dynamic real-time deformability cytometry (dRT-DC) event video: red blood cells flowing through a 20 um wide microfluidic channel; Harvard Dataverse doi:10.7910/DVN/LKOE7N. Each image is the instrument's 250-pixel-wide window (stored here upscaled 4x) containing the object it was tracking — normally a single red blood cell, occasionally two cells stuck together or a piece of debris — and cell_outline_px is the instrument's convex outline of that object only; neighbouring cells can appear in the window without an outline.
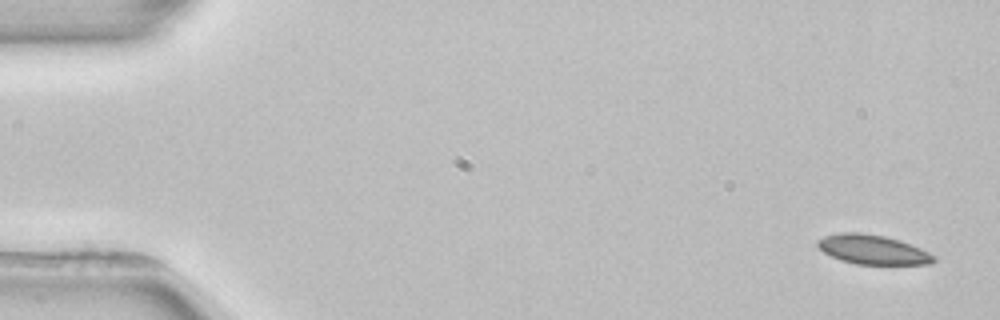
{"species": "common noctule bat (a hibernating species)", "species_latin": "Nyctalus noctula", "temperature_condition": "room temperature", "stored_images_in_passage": 4, "camera_frame_rate_fps": 3000, "um_per_image_px": 0.085, "animal": {"sex": "female", "body_mass_g": 22.7, "forearm_length_mm": 54.2}, "frame": {"image": 1, "passage_image": 1, "time_ms": 0.0, "image_size_px": [1000, 320], "cell_outline_px": [[936, 260], [932, 264], [856, 264], [840, 260], [824, 252], [816, 244], [816, 240], [824, 236], [844, 232], [860, 232], [884, 236], [900, 240], [920, 248], [936, 256]], "centroid_in_image_um": [74.19, 21.21], "position_along_channel_um": 10.8, "area_um2": 19.88}}
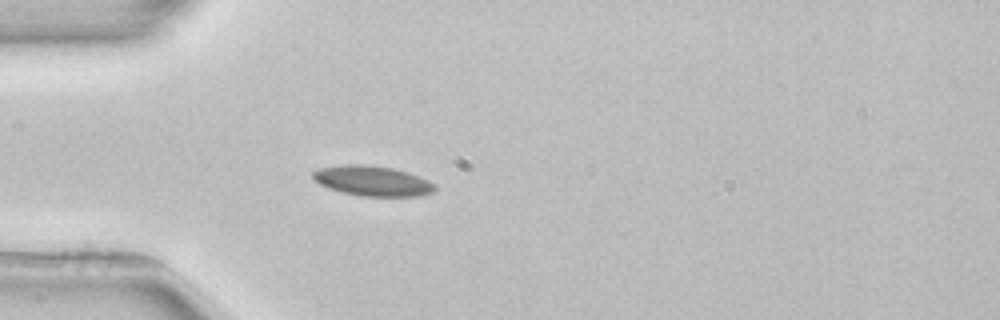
{"frame": {"image": 2, "passage_image": 4, "time_ms": 4.333, "image_size_px": [1000, 320], "cell_outline_px": [[436, 192], [420, 196], [360, 196], [328, 188], [320, 184], [312, 176], [312, 172], [320, 168], [340, 164], [364, 164], [392, 168], [408, 172], [428, 180], [436, 184]], "centroid_in_image_um": [31.69, 15.37], "position_along_channel_um": 53.3, "area_um2": 21.5}}